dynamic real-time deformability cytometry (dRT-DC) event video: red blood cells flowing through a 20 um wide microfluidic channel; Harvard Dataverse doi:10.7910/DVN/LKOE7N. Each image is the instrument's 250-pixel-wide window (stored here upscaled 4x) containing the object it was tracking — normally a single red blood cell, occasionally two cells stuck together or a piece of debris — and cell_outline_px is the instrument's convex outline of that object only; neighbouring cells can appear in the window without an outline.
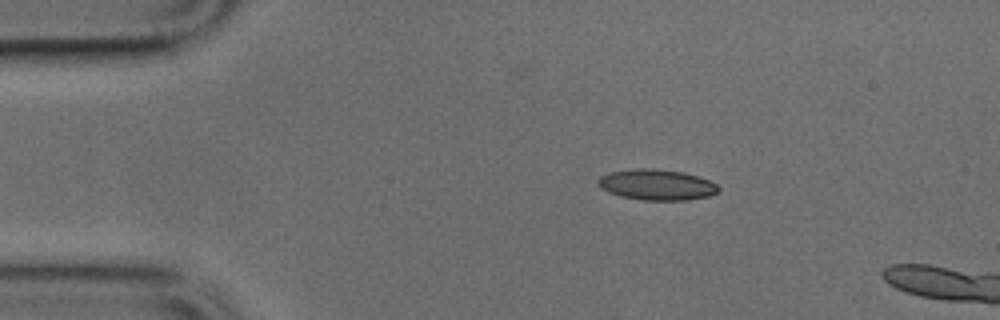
{"species": "common noctule bat (a hibernating species)", "species_latin": "Nyctalus noctula", "temperature_condition": "cold", "stored_images_in_passage": 13, "camera_frame_rate_fps": 3000, "um_per_image_px": 0.085, "animal": {"sex": "male", "body_mass_g": 17.9, "forearm_length_mm": 54.2}, "frame": {"image": 1, "passage_image": 8, "time_ms": 2.333, "image_size_px": [1000, 320], "cell_outline_px": [[720, 192], [708, 196], [688, 200], [640, 200], [620, 196], [608, 192], [600, 188], [596, 184], [596, 180], [600, 176], [612, 172], [636, 168], [648, 168], [684, 172], [708, 180], [716, 184], [720, 188]], "centroid_in_image_um": [55.8, 15.71], "position_along_channel_um": 29.2, "area_um2": 21.68}}